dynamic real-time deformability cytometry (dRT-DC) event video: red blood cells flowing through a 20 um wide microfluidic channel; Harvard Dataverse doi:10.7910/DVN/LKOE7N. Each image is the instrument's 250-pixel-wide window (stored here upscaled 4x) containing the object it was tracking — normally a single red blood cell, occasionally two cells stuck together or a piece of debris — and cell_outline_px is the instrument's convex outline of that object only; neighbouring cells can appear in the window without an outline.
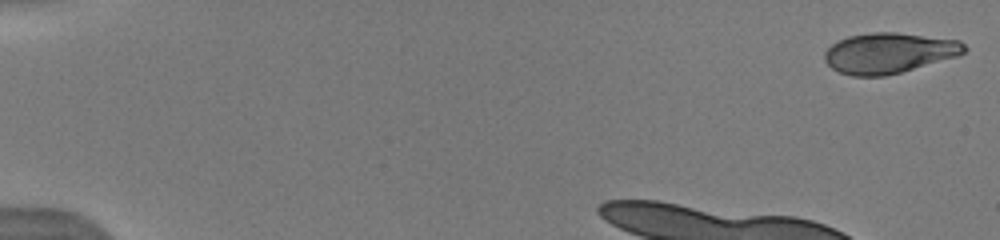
{"species": "human", "species_latin": "Homo sapiens", "temperature_condition": "warm", "stored_images_in_passage": 12, "camera_frame_rate_fps": 3000, "um_per_image_px": 0.085, "donor": {"sex": "male"}, "frame": {"image": 1, "passage_image": 1, "time_ms": 0.0, "image_size_px": [1000, 240], "cell_outline_px": [[968, 48], [960, 56], [900, 72], [884, 76], [852, 76], [840, 72], [832, 68], [824, 60], [824, 52], [832, 44], [848, 36], [872, 32], [896, 32], [960, 40]], "centroid_in_image_um": [75.58, 4.5], "position_along_channel_um": 9.4, "area_um2": 33.0}}